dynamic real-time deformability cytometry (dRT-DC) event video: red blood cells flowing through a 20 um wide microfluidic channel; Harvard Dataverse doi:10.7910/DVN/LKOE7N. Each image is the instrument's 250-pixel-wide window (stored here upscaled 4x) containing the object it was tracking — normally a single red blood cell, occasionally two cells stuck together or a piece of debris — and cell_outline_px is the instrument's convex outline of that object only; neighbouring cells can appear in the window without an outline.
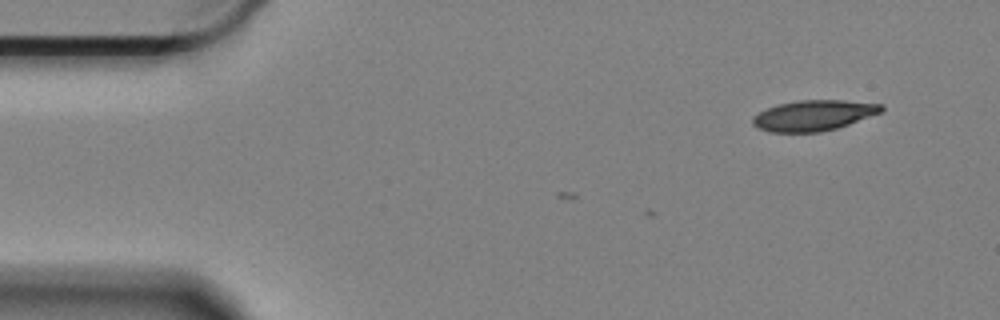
{"species": "Egyptian fruit bat (a non-hibernating species)", "species_latin": "Rousettus aegyptiacus", "temperature_condition": "cold", "stored_images_in_passage": 5, "camera_frame_rate_fps": 3000, "um_per_image_px": 0.085, "animal": {"sex": "female"}, "frame": {"image": 1, "passage_image": 1, "time_ms": 0.0, "image_size_px": [1000, 320], "cell_outline_px": [[884, 108], [880, 112], [848, 124], [836, 128], [820, 132], [768, 132], [752, 124], [752, 116], [768, 108], [780, 104], [800, 100], [844, 100], [884, 104]], "centroid_in_image_um": [69.15, 9.81], "position_along_channel_um": 15.8, "area_um2": 22.66}}